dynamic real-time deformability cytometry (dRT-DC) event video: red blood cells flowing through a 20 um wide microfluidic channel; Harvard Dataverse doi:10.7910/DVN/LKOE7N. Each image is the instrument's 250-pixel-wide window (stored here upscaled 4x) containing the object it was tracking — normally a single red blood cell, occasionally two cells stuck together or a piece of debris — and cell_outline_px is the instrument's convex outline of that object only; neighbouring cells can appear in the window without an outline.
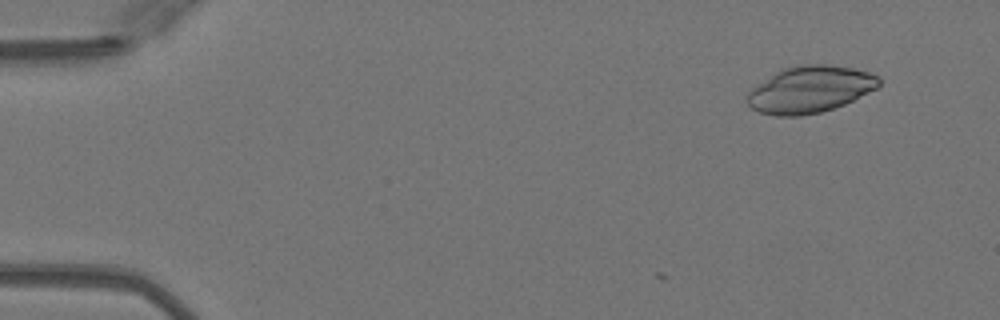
{"species": "Egyptian fruit bat (a non-hibernating species)", "species_latin": "Rousettus aegyptiacus", "temperature_condition": "warm", "stored_images_in_passage": 8, "camera_frame_rate_fps": 3000, "um_per_image_px": 0.085, "animal": {"sex": "female"}, "frame": {"image": 1, "passage_image": 3, "time_ms": 0.667, "image_size_px": [1000, 320], "cell_outline_px": [[880, 84], [876, 88], [844, 104], [820, 112], [800, 116], [776, 116], [760, 112], [752, 108], [748, 104], [748, 92], [756, 84], [776, 72], [784, 68], [800, 64], [824, 64], [852, 68], [868, 72], [876, 76], [880, 80]], "centroid_in_image_um": [68.82, 7.6], "position_along_channel_um": 16.2, "area_um2": 35.49}}